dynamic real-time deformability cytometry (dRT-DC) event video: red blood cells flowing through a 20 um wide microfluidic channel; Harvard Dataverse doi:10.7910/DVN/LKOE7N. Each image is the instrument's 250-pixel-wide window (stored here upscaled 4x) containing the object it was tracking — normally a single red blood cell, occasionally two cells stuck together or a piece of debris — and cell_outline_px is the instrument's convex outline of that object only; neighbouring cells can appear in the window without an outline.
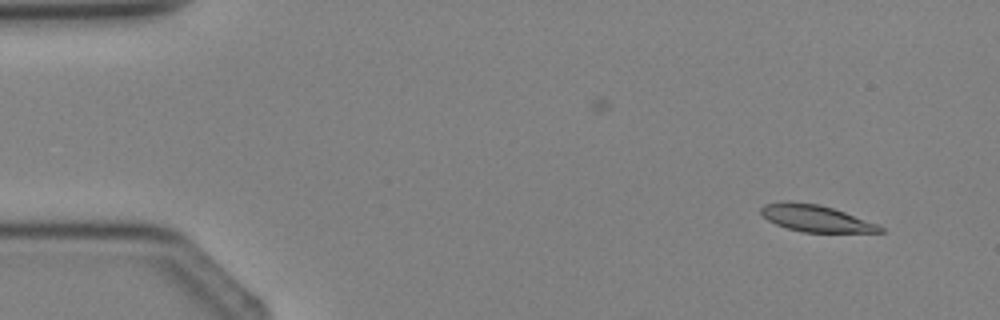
{"species": "Egyptian fruit bat (a non-hibernating species)", "species_latin": "Rousettus aegyptiacus", "temperature_condition": "cold", "stored_images_in_passage": 2, "camera_frame_rate_fps": 3000, "um_per_image_px": 0.085, "animal": {"sex": "female"}, "frame": {"image": 1, "passage_image": 1, "time_ms": 0.0, "image_size_px": [1000, 320], "cell_outline_px": [[884, 232], [804, 232], [788, 228], [776, 224], [768, 220], [760, 212], [760, 208], [764, 204], [780, 200], [792, 200], [820, 204], [844, 212], [876, 224], [884, 228]], "centroid_in_image_um": [69.27, 18.53], "position_along_channel_um": 15.7, "area_um2": 18.55}}